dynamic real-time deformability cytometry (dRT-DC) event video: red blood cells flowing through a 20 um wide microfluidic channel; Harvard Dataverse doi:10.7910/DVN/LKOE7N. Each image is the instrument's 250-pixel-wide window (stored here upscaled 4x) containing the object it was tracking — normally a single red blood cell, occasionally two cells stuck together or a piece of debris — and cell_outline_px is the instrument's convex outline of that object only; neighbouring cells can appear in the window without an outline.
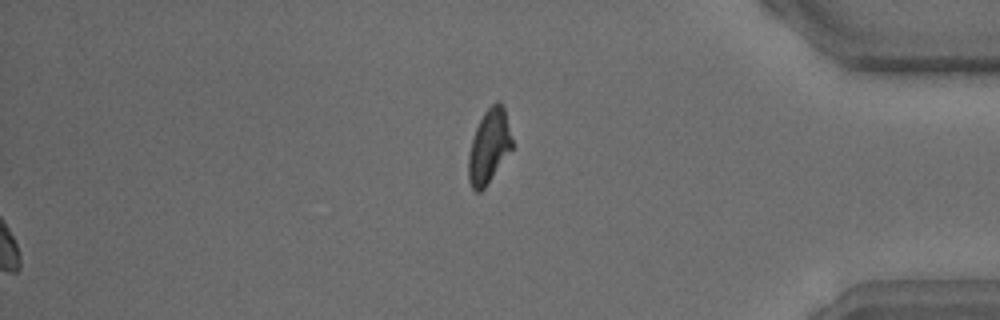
{"species": "common noctule bat (a hibernating species)", "species_latin": "Nyctalus noctula", "temperature_condition": "warm", "stored_images_in_passage": 40, "segment_of_instrument_passage": [2, 2], "camera_frame_rate_fps": 3000, "um_per_image_px": 0.085, "animal": {"sex": "male", "body_mass_g": 15.6}, "frame": {"image": 1, "passage_image": 40, "time_ms": 13.0, "image_size_px": [1000, 320], "cell_outline_px": [[512, 148], [484, 188], [480, 192], [476, 192], [472, 188], [468, 180], [468, 152], [476, 128], [484, 112], [496, 100], [500, 100], [504, 108], [512, 140]], "centroid_in_image_um": [41.54, 12.43], "position_along_channel_um": 393.7, "area_um2": 18.55}}